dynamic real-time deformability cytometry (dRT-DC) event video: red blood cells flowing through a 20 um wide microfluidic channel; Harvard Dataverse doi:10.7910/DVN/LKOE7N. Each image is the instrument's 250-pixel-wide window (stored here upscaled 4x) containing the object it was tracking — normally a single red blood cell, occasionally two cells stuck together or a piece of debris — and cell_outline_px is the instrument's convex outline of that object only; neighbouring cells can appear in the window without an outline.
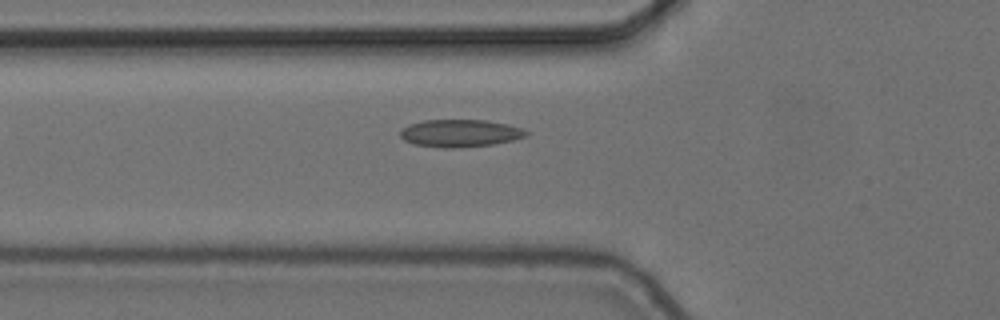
{"species": "common noctule bat (a hibernating species)", "species_latin": "Nyctalus noctula", "temperature_condition": "cold", "stored_images_in_passage": 5, "camera_frame_rate_fps": 3000, "um_per_image_px": 0.085, "animal": {"sex": "female", "body_mass_g": 24.6, "forearm_length_mm": 56.2}, "frame": {"image": 1, "passage_image": 5, "time_ms": 1.333, "image_size_px": [1000, 320], "cell_outline_px": [[528, 132], [524, 136], [512, 140], [492, 144], [460, 148], [444, 148], [412, 144], [404, 140], [400, 136], [400, 128], [408, 124], [424, 120], [488, 120], [508, 124], [520, 128]], "centroid_in_image_um": [39.03, 11.32], "position_along_channel_um": 86.8, "area_um2": 20.23}}